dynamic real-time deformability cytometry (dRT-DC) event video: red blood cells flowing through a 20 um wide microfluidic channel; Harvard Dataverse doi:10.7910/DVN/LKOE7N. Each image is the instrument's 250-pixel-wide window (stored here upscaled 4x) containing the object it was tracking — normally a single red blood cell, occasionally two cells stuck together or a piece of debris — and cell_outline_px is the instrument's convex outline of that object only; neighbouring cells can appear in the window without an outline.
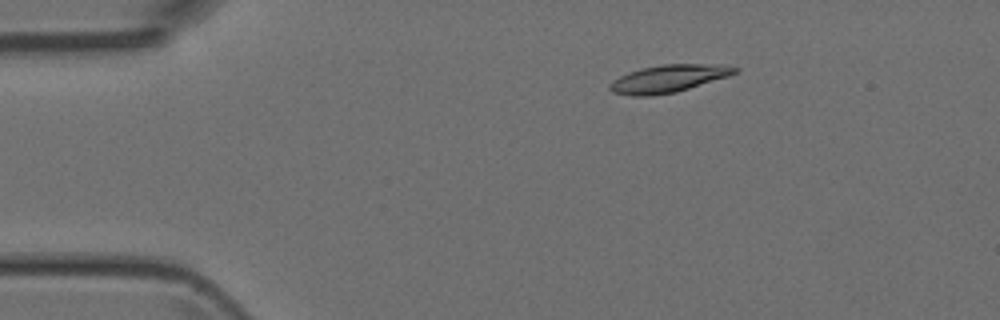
{"species": "Egyptian fruit bat (a non-hibernating species)", "species_latin": "Rousettus aegyptiacus", "temperature_condition": "room temperature", "stored_images_in_passage": 5, "camera_frame_rate_fps": 3000, "um_per_image_px": 0.085, "animal": {"sex": "female"}, "frame": {"image": 1, "passage_image": 3, "time_ms": 2.333, "image_size_px": [1000, 320], "cell_outline_px": [[740, 72], [728, 76], [676, 92], [652, 96], [632, 96], [612, 92], [608, 88], [608, 84], [612, 80], [628, 72], [644, 68], [664, 64], [720, 64], [740, 68]], "centroid_in_image_um": [56.82, 6.68], "position_along_channel_um": 28.2, "area_um2": 20.11}}